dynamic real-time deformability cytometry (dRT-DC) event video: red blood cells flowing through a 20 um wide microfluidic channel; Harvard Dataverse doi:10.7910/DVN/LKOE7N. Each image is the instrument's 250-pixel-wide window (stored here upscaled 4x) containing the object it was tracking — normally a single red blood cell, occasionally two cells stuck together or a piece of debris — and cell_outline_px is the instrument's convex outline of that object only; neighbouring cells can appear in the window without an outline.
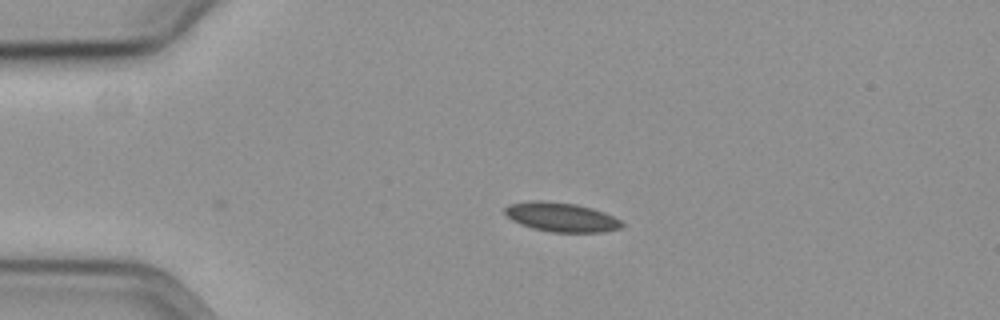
{"species": "common noctule bat (a hibernating species)", "species_latin": "Nyctalus noctula", "temperature_condition": "cold", "stored_images_in_passage": 43, "camera_frame_rate_fps": 3000, "um_per_image_px": 0.085, "animal": {"sex": "female", "body_mass_g": 19.3, "forearm_length_mm": 54.1}, "frame": {"image": 1, "passage_image": 1, "time_ms": 0.0, "image_size_px": [1000, 320], "cell_outline_px": [[624, 224], [620, 228], [604, 232], [552, 232], [532, 228], [520, 224], [512, 220], [504, 212], [504, 208], [508, 204], [528, 200], [544, 200], [576, 204], [592, 208], [604, 212], [620, 220]], "centroid_in_image_um": [47.68, 18.44], "position_along_channel_um": 37.3, "area_um2": 20.06}}
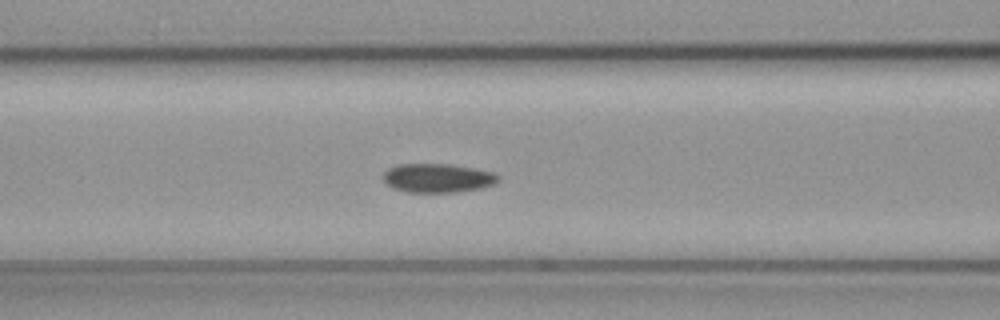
{"frame": {"image": 2, "passage_image": 12, "time_ms": 3.667, "image_size_px": [1000, 320], "cell_outline_px": [[500, 180], [496, 184], [480, 188], [456, 192], [408, 192], [392, 188], [384, 180], [384, 172], [388, 168], [400, 164], [448, 164], [496, 172], [500, 176]], "centroid_in_image_um": [37.25, 15.13], "position_along_channel_um": 129.4, "area_um2": 19.42}}
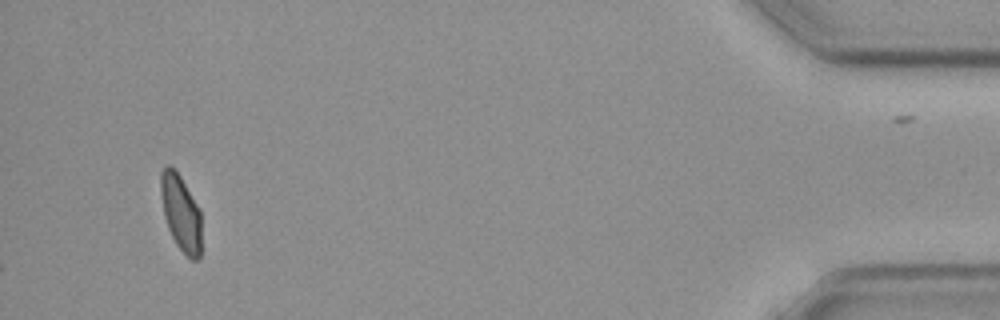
{"frame": {"image": 3, "passage_image": 43, "time_ms": 14.0, "image_size_px": [1000, 320], "cell_outline_px": [[200, 260], [192, 260], [176, 244], [168, 228], [164, 216], [160, 192], [160, 172], [168, 164], [180, 176], [200, 208]], "centroid_in_image_um": [15.36, 18.08], "position_along_channel_um": 419.8, "area_um2": 17.92}}